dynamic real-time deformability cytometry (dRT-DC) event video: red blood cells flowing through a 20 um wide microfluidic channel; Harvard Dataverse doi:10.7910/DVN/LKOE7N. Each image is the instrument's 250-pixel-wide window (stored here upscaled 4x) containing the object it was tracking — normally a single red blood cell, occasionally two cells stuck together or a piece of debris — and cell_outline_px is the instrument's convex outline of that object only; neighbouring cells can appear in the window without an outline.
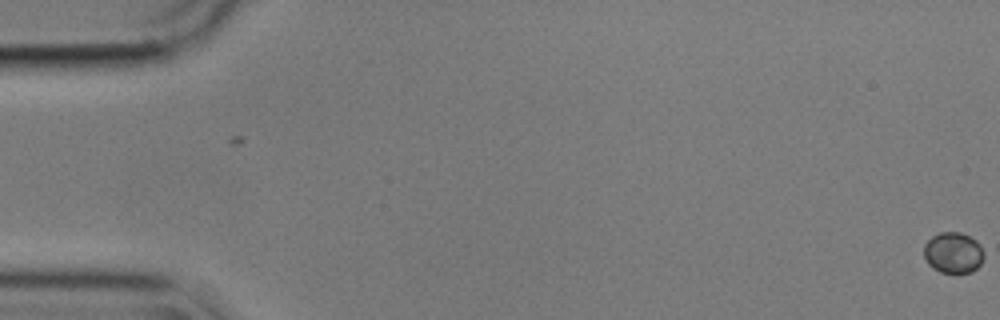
{"species": "common noctule bat (a hibernating species)", "species_latin": "Nyctalus noctula", "temperature_condition": "cold", "stored_images_in_passage": 3, "camera_frame_rate_fps": 3000, "um_per_image_px": 0.085, "animal": {"sex": "male", "body_mass_g": 17.9}, "frame": {"image": 1, "passage_image": 3, "time_ms": 0.667, "image_size_px": [1000, 320], "cell_outline_px": [[984, 256], [980, 264], [972, 272], [940, 272], [932, 268], [928, 264], [924, 256], [924, 244], [932, 236], [940, 232], [960, 232], [976, 240], [980, 244], [984, 252]], "centroid_in_image_um": [81.02, 21.47], "position_along_channel_um": 4.0, "area_um2": 14.33}}